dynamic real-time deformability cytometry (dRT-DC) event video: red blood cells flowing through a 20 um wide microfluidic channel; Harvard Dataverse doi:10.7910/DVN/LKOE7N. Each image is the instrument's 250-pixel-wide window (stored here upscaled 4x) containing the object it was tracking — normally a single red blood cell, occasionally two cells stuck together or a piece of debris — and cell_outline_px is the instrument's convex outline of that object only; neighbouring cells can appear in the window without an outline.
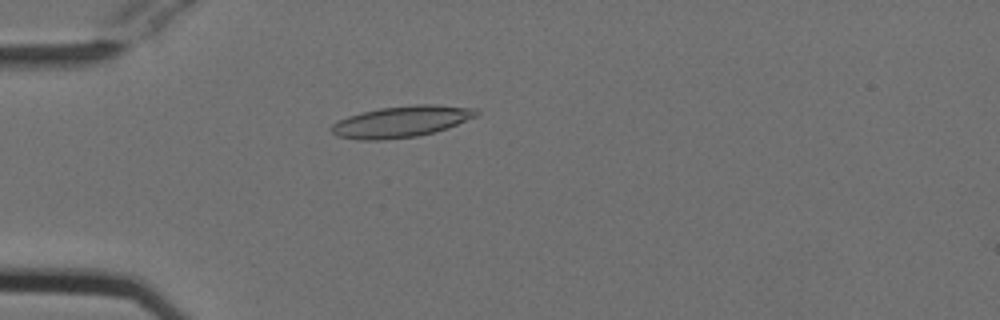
{"species": "Egyptian fruit bat (a non-hibernating species)", "species_latin": "Rousettus aegyptiacus", "temperature_condition": "cold", "stored_images_in_passage": 51, "camera_frame_rate_fps": 3000, "um_per_image_px": 0.085, "animal": {"sex": "female"}, "frame": {"image": 1, "passage_image": 13, "time_ms": 4.0, "image_size_px": [1000, 320], "cell_outline_px": [[480, 112], [476, 116], [448, 128], [416, 136], [384, 140], [360, 140], [336, 136], [328, 128], [336, 120], [348, 116], [380, 108], [416, 104], [432, 104], [476, 108]], "centroid_in_image_um": [34.08, 10.34], "position_along_channel_um": 50.9, "area_um2": 26.47}}
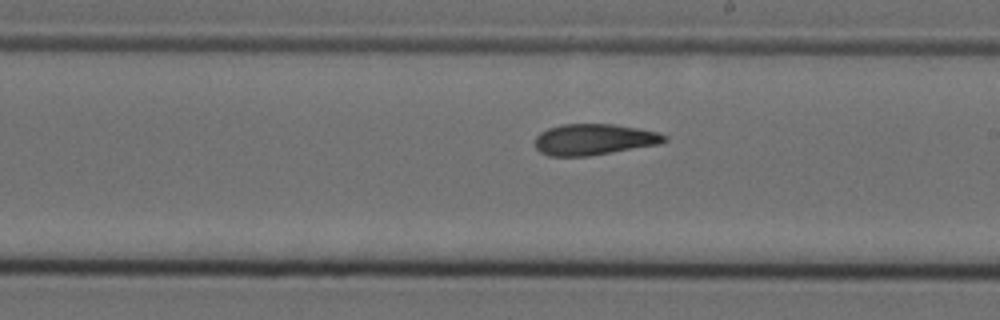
{"frame": {"image": 2, "passage_image": 29, "time_ms": 9.333, "image_size_px": [1000, 320], "cell_outline_px": [[668, 140], [660, 144], [588, 156], [548, 156], [540, 152], [536, 148], [536, 136], [540, 132], [548, 128], [560, 124], [612, 124], [636, 128], [656, 132], [668, 136]], "centroid_in_image_um": [50.47, 11.85], "position_along_channel_um": 238.5, "area_um2": 23.41}}
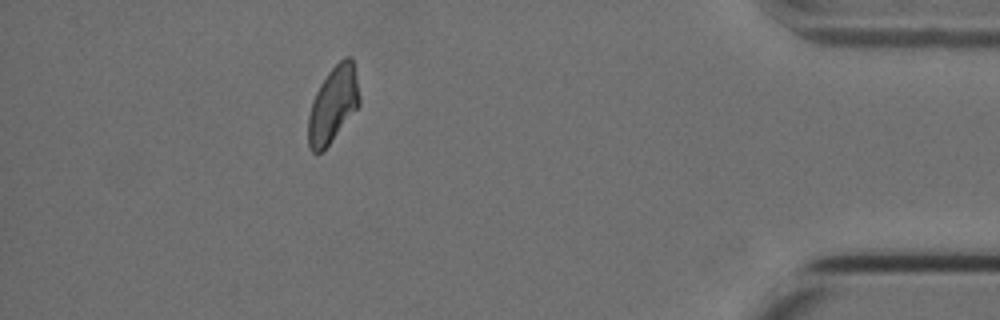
{"frame": {"image": 3, "passage_image": 46, "time_ms": 15.0, "image_size_px": [1000, 320], "cell_outline_px": [[360, 104], [328, 144], [316, 156], [308, 148], [308, 116], [312, 100], [320, 84], [328, 72], [344, 56], [352, 56], [360, 96]], "centroid_in_image_um": [28.29, 8.87], "position_along_channel_um": 406.9, "area_um2": 22.48}, "authors_computed_cell_mechanics": {"area_um2": 23.5824, "velocity_mm_per_s": 3.7878, "shape_relaxation_time_tau1_ms": null, "shape_relaxation_time_tau2_ms": 3.1335, "deformation_change_tau1": null, "deformation_change_tau2": 0.093}}